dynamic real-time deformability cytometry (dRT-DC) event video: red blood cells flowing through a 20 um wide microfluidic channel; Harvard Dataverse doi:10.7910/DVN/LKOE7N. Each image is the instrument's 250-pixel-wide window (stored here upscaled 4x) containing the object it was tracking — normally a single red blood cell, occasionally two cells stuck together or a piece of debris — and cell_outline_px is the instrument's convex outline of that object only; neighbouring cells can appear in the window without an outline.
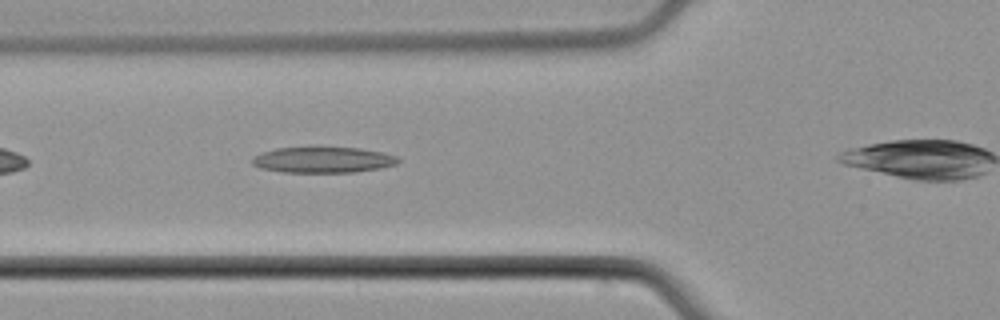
{"species": "common noctule bat (a hibernating species)", "species_latin": "Nyctalus noctula", "temperature_condition": "cold", "stored_images_in_passage": 33, "camera_frame_rate_fps": 3000, "um_per_image_px": 0.085, "animal": {"sex": "male", "body_mass_g": 21.5, "forearm_length_mm": 52.0}, "frame": {"image": 1, "passage_image": 6, "time_ms": 1.667, "image_size_px": [1000, 320], "cell_outline_px": [[400, 160], [396, 164], [380, 168], [356, 172], [284, 172], [260, 168], [252, 164], [252, 160], [260, 152], [276, 148], [312, 144], [360, 148], [380, 152], [396, 156]], "centroid_in_image_um": [27.41, 13.53], "position_along_channel_um": 98.4, "area_um2": 22.89}}
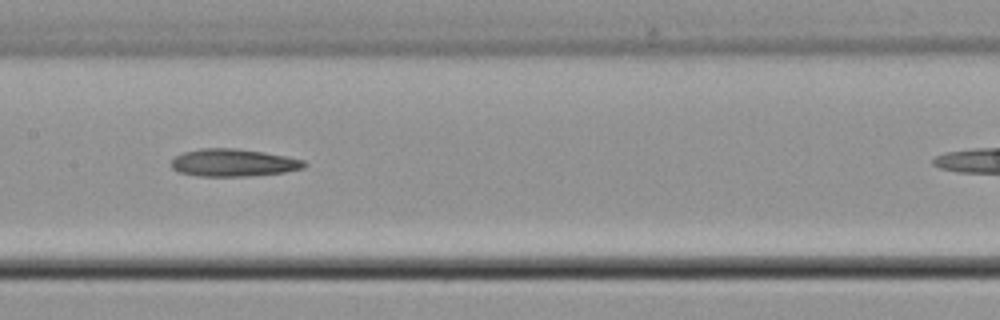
{"frame": {"image": 2, "passage_image": 13, "time_ms": 4.0, "image_size_px": [1000, 320], "cell_outline_px": [[308, 164], [304, 168], [284, 172], [248, 176], [200, 176], [180, 172], [172, 168], [172, 160], [176, 156], [184, 152], [200, 148], [236, 148], [264, 152], [304, 160]], "centroid_in_image_um": [19.85, 13.82], "position_along_channel_um": 187.5, "area_um2": 21.21}}
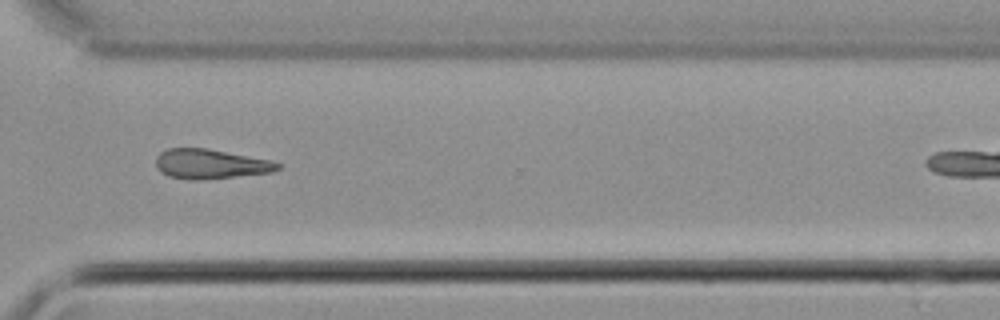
{"frame": {"image": 3, "passage_image": 26, "time_ms": 8.333, "image_size_px": [1000, 320], "cell_outline_px": [[280, 168], [272, 172], [236, 176], [196, 180], [188, 180], [168, 176], [160, 172], [156, 168], [156, 156], [160, 152], [168, 148], [208, 148], [268, 160], [280, 164]], "centroid_in_image_um": [17.81, 13.94], "position_along_channel_um": 352.8, "area_um2": 20.92}, "authors_computed_cell_mechanics": {"area_um2": 20.7502, "velocity_mm_per_s": 3.8073, "shape_relaxation_time_tau1_ms": null, "shape_relaxation_time_tau2_ms": 6.4802, "deformation_change_tau1": null, "deformation_change_tau2": 0.1736}}